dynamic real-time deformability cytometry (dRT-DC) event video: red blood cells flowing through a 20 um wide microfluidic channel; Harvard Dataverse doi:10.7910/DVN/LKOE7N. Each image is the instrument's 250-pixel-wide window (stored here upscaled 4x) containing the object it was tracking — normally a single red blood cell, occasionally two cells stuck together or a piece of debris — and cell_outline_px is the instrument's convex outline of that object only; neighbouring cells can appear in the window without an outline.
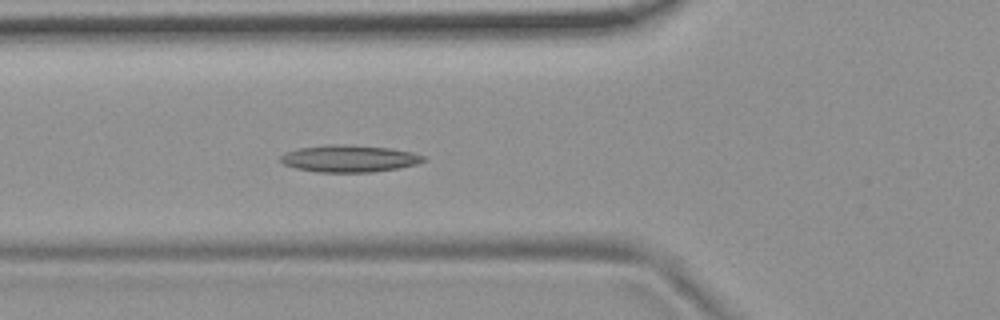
{"species": "common noctule bat (a hibernating species)", "species_latin": "Nyctalus noctula", "temperature_condition": "room temperature", "stored_images_in_passage": 55, "camera_frame_rate_fps": 3000, "um_per_image_px": 0.085, "animal": {"sex": "female", "body_mass_g": 19.9}, "frame": {"image": 1, "passage_image": 20, "time_ms": 6.333, "image_size_px": [1000, 320], "cell_outline_px": [[428, 160], [416, 164], [400, 168], [372, 172], [316, 172], [296, 168], [284, 164], [280, 160], [280, 156], [284, 152], [300, 148], [324, 144], [340, 144], [388, 148], [412, 152], [424, 156]], "centroid_in_image_um": [29.68, 13.48], "position_along_channel_um": 96.1, "area_um2": 22.54}}
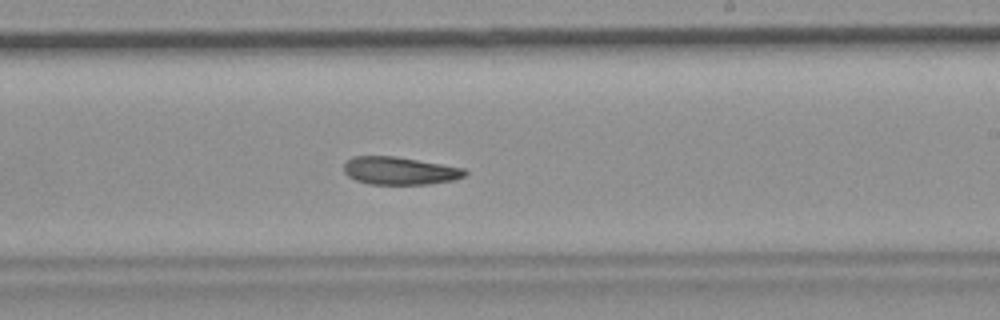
{"frame": {"image": 2, "passage_image": 33, "time_ms": 10.667, "image_size_px": [1000, 320], "cell_outline_px": [[468, 172], [464, 176], [452, 180], [428, 184], [368, 184], [356, 180], [348, 176], [344, 172], [344, 164], [352, 156], [396, 156], [464, 168]], "centroid_in_image_um": [33.95, 14.51], "position_along_channel_um": 255.0, "area_um2": 19.54}}
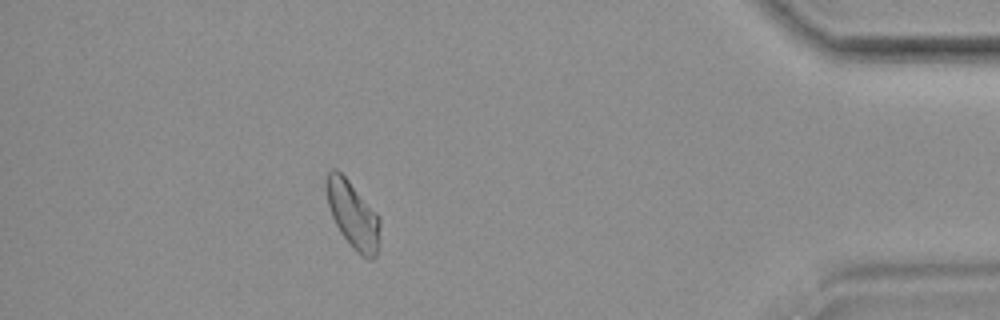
{"frame": {"image": 3, "passage_image": 49, "time_ms": 16.0, "image_size_px": [1000, 320], "cell_outline_px": [[380, 224], [376, 256], [372, 260], [368, 260], [360, 256], [352, 248], [340, 232], [332, 216], [328, 204], [324, 188], [324, 176], [332, 168], [336, 168], [348, 180], [380, 216]], "centroid_in_image_um": [29.96, 18.24], "position_along_channel_um": 405.2, "area_um2": 21.21}, "authors_computed_cell_mechanics": {"area_um2": 21.2126, "velocity_mm_per_s": 3.6739, "shape_relaxation_time_tau1_ms": null, "shape_relaxation_time_tau2_ms": 7.0968, "deformation_change_tau1": null, "deformation_change_tau2": 0.1422}}